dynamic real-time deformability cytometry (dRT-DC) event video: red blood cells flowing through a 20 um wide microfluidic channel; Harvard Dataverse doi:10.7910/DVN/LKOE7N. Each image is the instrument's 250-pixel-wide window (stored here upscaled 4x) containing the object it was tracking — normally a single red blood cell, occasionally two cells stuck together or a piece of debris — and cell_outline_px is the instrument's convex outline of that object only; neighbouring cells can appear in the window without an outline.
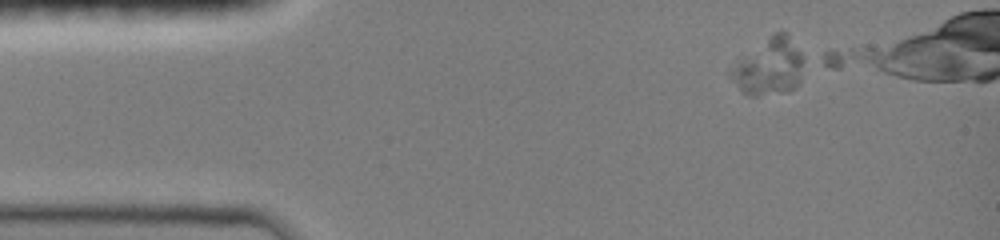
{"species": "common noctule bat (a hibernating species)", "species_latin": "Nyctalus noctula", "temperature_condition": "room temperature", "stored_images_in_passage": 28, "camera_frame_rate_fps": 3000, "um_per_image_px": 0.085, "animal": {"sex": "female", "body_mass_g": 19.0, "forearm_length_mm": 51.5}, "frame": {"image": 1, "passage_image": 1, "time_ms": 0.0, "image_size_px": [1000, 240], "cell_outline_px": [[808, 60], [800, 80], [796, 88], [788, 92], [756, 96], [748, 96], [740, 92], [728, 76], [728, 68], [776, 32], [788, 32]], "centroid_in_image_um": [65.43, 5.71], "position_along_channel_um": 19.6, "area_um2": 24.91}}